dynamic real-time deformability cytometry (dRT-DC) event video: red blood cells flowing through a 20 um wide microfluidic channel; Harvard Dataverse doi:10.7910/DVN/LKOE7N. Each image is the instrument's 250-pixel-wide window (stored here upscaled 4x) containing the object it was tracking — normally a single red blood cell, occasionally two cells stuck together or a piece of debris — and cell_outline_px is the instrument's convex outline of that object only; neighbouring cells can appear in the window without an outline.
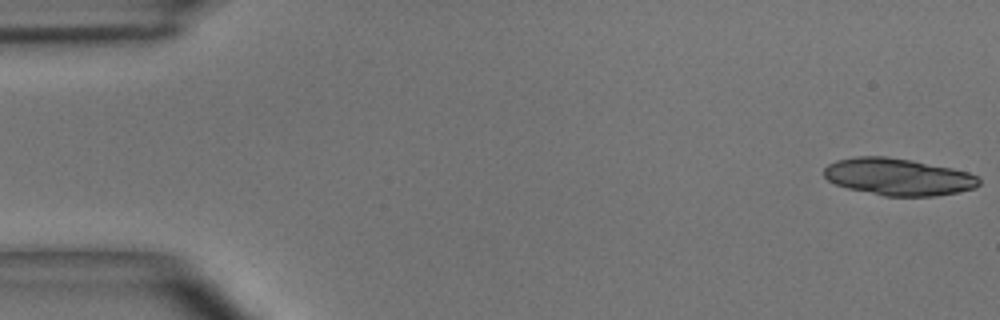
{"species": "common noctule bat (a hibernating species)", "species_latin": "Nyctalus noctula", "temperature_condition": "room temperature", "stored_images_in_passage": 6, "segment_of_instrument_passage": [2, 2], "camera_frame_rate_fps": 3000, "um_per_image_px": 0.085, "animal": {"sex": "male", "body_mass_g": 15.6}, "frame": {"image": 1, "passage_image": 6, "time_ms": 1.667, "image_size_px": [1000, 320], "cell_outline_px": [[980, 184], [976, 188], [960, 192], [936, 196], [884, 196], [848, 188], [836, 184], [828, 180], [824, 176], [824, 168], [828, 164], [836, 160], [856, 156], [884, 156], [912, 160], [952, 168], [968, 172], [976, 176], [980, 180]], "centroid_in_image_um": [76.36, 15.03], "position_along_channel_um": 8.6, "area_um2": 33.58}}